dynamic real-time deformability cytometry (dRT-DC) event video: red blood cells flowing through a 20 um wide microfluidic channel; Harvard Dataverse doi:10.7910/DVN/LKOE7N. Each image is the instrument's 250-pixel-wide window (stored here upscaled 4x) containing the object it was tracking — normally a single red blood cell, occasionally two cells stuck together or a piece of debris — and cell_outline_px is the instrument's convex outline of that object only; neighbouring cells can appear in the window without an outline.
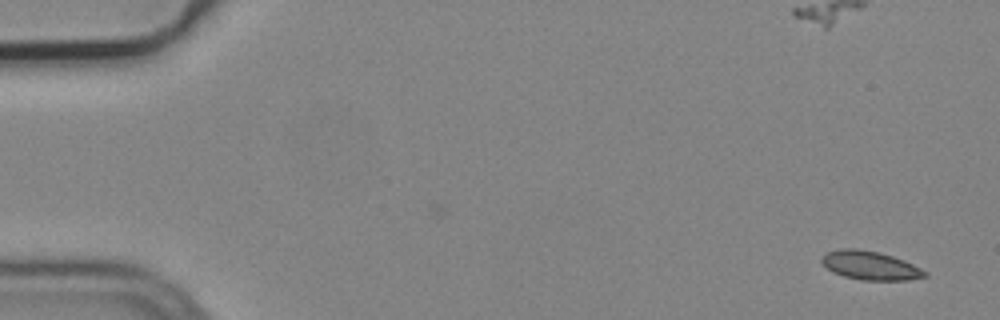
{"species": "common noctule bat (a hibernating species)", "species_latin": "Nyctalus noctula", "temperature_condition": "cold", "stored_images_in_passage": 2, "camera_frame_rate_fps": 3000, "um_per_image_px": 0.085, "animal": {"sex": "male", "body_mass_g": 19.2, "forearm_length_mm": 51.8}, "frame": {"image": 1, "passage_image": 2, "time_ms": 0.333, "image_size_px": [1000, 320], "cell_outline_px": [[928, 276], [908, 280], [860, 280], [844, 276], [832, 272], [820, 260], [828, 252], [840, 248], [856, 248], [876, 252], [892, 256], [904, 260], [928, 272]], "centroid_in_image_um": [73.98, 22.57], "position_along_channel_um": 11.0, "area_um2": 17.11}}